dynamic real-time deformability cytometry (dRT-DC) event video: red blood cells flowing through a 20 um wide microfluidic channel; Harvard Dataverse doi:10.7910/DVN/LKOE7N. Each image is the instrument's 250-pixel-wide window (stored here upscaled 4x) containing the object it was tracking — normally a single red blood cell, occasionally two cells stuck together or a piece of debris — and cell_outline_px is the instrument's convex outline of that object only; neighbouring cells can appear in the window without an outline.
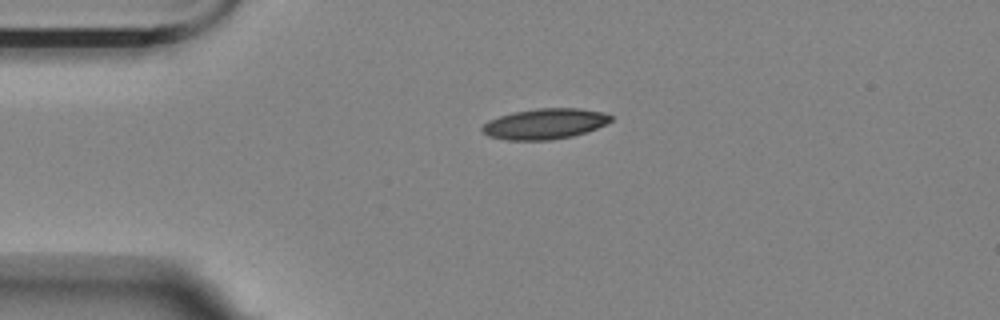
{"species": "Egyptian fruit bat (a non-hibernating species)", "species_latin": "Rousettus aegyptiacus", "temperature_condition": "room temperature", "stored_images_in_passage": 45, "camera_frame_rate_fps": 3000, "um_per_image_px": 0.085, "animal": {"sex": "female"}, "frame": {"image": 1, "passage_image": 1, "time_ms": 0.0, "image_size_px": [1000, 320], "cell_outline_px": [[612, 120], [596, 128], [572, 136], [548, 140], [504, 140], [488, 136], [480, 128], [488, 120], [512, 112], [536, 108], [580, 108], [604, 112], [612, 116]], "centroid_in_image_um": [46.28, 10.52], "position_along_channel_um": 38.7, "area_um2": 22.89}}
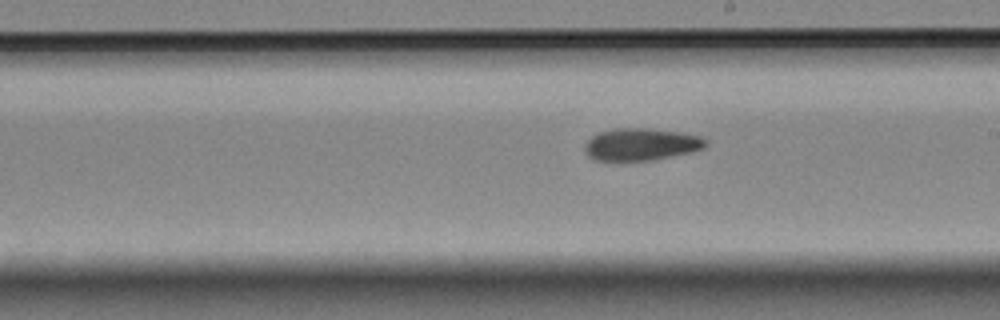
{"frame": {"image": 2, "passage_image": 20, "time_ms": 6.333, "image_size_px": [1000, 320], "cell_outline_px": [[708, 144], [704, 148], [692, 152], [652, 160], [596, 160], [588, 156], [584, 152], [584, 144], [592, 136], [600, 132], [612, 128], [648, 128], [684, 132], [700, 136], [708, 140]], "centroid_in_image_um": [54.52, 12.26], "position_along_channel_um": 234.5, "area_um2": 22.95}}
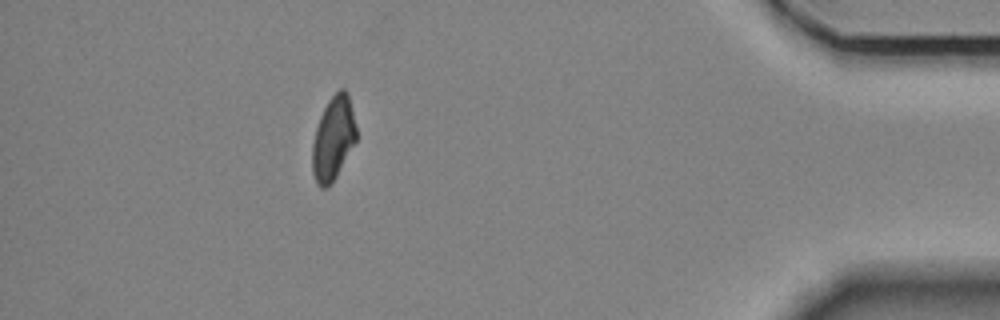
{"frame": {"image": 3, "passage_image": 39, "time_ms": 12.667, "image_size_px": [1000, 320], "cell_outline_px": [[356, 140], [332, 184], [324, 188], [320, 188], [316, 184], [312, 172], [312, 144], [316, 128], [320, 116], [328, 100], [340, 88], [344, 88], [348, 92], [356, 128]], "centroid_in_image_um": [28.31, 11.78], "position_along_channel_um": 406.9, "area_um2": 21.44}, "authors_computed_cell_mechanics": {"area_um2": 22.4842, "velocity_mm_per_s": 3.5118, "shape_relaxation_time_tau1_ms": 10.0579, "shape_relaxation_time_tau2_ms": 6.9348, "deformation_change_tau1": 0.203, "deformation_change_tau2": 0.1262}}